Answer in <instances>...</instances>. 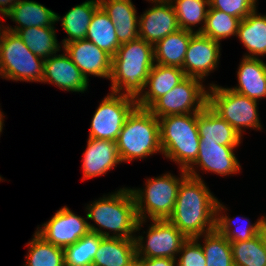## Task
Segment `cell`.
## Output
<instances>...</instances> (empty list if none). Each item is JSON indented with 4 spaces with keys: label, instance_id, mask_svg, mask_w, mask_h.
Here are the masks:
<instances>
[{
    "label": "cell",
    "instance_id": "cell-1",
    "mask_svg": "<svg viewBox=\"0 0 266 266\" xmlns=\"http://www.w3.org/2000/svg\"><path fill=\"white\" fill-rule=\"evenodd\" d=\"M218 198L202 179L187 175L179 185L174 210L168 220L187 238L215 230Z\"/></svg>",
    "mask_w": 266,
    "mask_h": 266
},
{
    "label": "cell",
    "instance_id": "cell-2",
    "mask_svg": "<svg viewBox=\"0 0 266 266\" xmlns=\"http://www.w3.org/2000/svg\"><path fill=\"white\" fill-rule=\"evenodd\" d=\"M86 219L93 220L99 228L88 223L90 232L102 237L134 238L146 222L139 220L135 199L130 188H120L109 196L103 195L86 206ZM101 228V229H100ZM105 231H103V229ZM113 232L110 235V232Z\"/></svg>",
    "mask_w": 266,
    "mask_h": 266
},
{
    "label": "cell",
    "instance_id": "cell-3",
    "mask_svg": "<svg viewBox=\"0 0 266 266\" xmlns=\"http://www.w3.org/2000/svg\"><path fill=\"white\" fill-rule=\"evenodd\" d=\"M154 64L152 44L141 38L121 44L112 57L110 91L137 98Z\"/></svg>",
    "mask_w": 266,
    "mask_h": 266
},
{
    "label": "cell",
    "instance_id": "cell-4",
    "mask_svg": "<svg viewBox=\"0 0 266 266\" xmlns=\"http://www.w3.org/2000/svg\"><path fill=\"white\" fill-rule=\"evenodd\" d=\"M159 131L162 154L187 170L198 157L197 113L161 117Z\"/></svg>",
    "mask_w": 266,
    "mask_h": 266
},
{
    "label": "cell",
    "instance_id": "cell-5",
    "mask_svg": "<svg viewBox=\"0 0 266 266\" xmlns=\"http://www.w3.org/2000/svg\"><path fill=\"white\" fill-rule=\"evenodd\" d=\"M116 145L121 162L141 160L157 152L162 154L159 119L148 109L136 107L127 117Z\"/></svg>",
    "mask_w": 266,
    "mask_h": 266
},
{
    "label": "cell",
    "instance_id": "cell-6",
    "mask_svg": "<svg viewBox=\"0 0 266 266\" xmlns=\"http://www.w3.org/2000/svg\"><path fill=\"white\" fill-rule=\"evenodd\" d=\"M186 170L181 169L180 178L171 173L162 174L146 180L145 188L131 190L136 205L139 220L168 219L175 206L181 181L187 176Z\"/></svg>",
    "mask_w": 266,
    "mask_h": 266
},
{
    "label": "cell",
    "instance_id": "cell-7",
    "mask_svg": "<svg viewBox=\"0 0 266 266\" xmlns=\"http://www.w3.org/2000/svg\"><path fill=\"white\" fill-rule=\"evenodd\" d=\"M0 63L2 78L5 80L39 83L42 80L44 59L32 53L17 33L6 30L2 24Z\"/></svg>",
    "mask_w": 266,
    "mask_h": 266
},
{
    "label": "cell",
    "instance_id": "cell-8",
    "mask_svg": "<svg viewBox=\"0 0 266 266\" xmlns=\"http://www.w3.org/2000/svg\"><path fill=\"white\" fill-rule=\"evenodd\" d=\"M257 102L259 101L252 100L228 87L210 84L208 88L207 105L226 120L241 137L245 128L262 130Z\"/></svg>",
    "mask_w": 266,
    "mask_h": 266
},
{
    "label": "cell",
    "instance_id": "cell-9",
    "mask_svg": "<svg viewBox=\"0 0 266 266\" xmlns=\"http://www.w3.org/2000/svg\"><path fill=\"white\" fill-rule=\"evenodd\" d=\"M204 81L186 76L177 86L160 97L148 110L156 117L201 112L208 104Z\"/></svg>",
    "mask_w": 266,
    "mask_h": 266
},
{
    "label": "cell",
    "instance_id": "cell-10",
    "mask_svg": "<svg viewBox=\"0 0 266 266\" xmlns=\"http://www.w3.org/2000/svg\"><path fill=\"white\" fill-rule=\"evenodd\" d=\"M136 107V98L108 93L93 114L88 137L116 142L127 117Z\"/></svg>",
    "mask_w": 266,
    "mask_h": 266
},
{
    "label": "cell",
    "instance_id": "cell-11",
    "mask_svg": "<svg viewBox=\"0 0 266 266\" xmlns=\"http://www.w3.org/2000/svg\"><path fill=\"white\" fill-rule=\"evenodd\" d=\"M150 221L152 224L148 227L146 239L142 235L134 237L136 256L178 259L177 255L188 238L168 219Z\"/></svg>",
    "mask_w": 266,
    "mask_h": 266
},
{
    "label": "cell",
    "instance_id": "cell-12",
    "mask_svg": "<svg viewBox=\"0 0 266 266\" xmlns=\"http://www.w3.org/2000/svg\"><path fill=\"white\" fill-rule=\"evenodd\" d=\"M87 221L64 206L35 232L54 246L65 248L90 232Z\"/></svg>",
    "mask_w": 266,
    "mask_h": 266
},
{
    "label": "cell",
    "instance_id": "cell-13",
    "mask_svg": "<svg viewBox=\"0 0 266 266\" xmlns=\"http://www.w3.org/2000/svg\"><path fill=\"white\" fill-rule=\"evenodd\" d=\"M239 145H220L217 142L200 141L198 157L196 161L186 170L191 177L202 179L197 173L195 165L202 171L211 172L221 176H229L239 173L241 165L234 154Z\"/></svg>",
    "mask_w": 266,
    "mask_h": 266
},
{
    "label": "cell",
    "instance_id": "cell-14",
    "mask_svg": "<svg viewBox=\"0 0 266 266\" xmlns=\"http://www.w3.org/2000/svg\"><path fill=\"white\" fill-rule=\"evenodd\" d=\"M220 42L201 33H195L188 44L183 67L185 76L195 77L202 81L215 70L220 59Z\"/></svg>",
    "mask_w": 266,
    "mask_h": 266
},
{
    "label": "cell",
    "instance_id": "cell-15",
    "mask_svg": "<svg viewBox=\"0 0 266 266\" xmlns=\"http://www.w3.org/2000/svg\"><path fill=\"white\" fill-rule=\"evenodd\" d=\"M62 49L72 59V62L80 69L89 80V76H97L109 80L111 74L112 57L98 48L93 42L78 40L64 44Z\"/></svg>",
    "mask_w": 266,
    "mask_h": 266
},
{
    "label": "cell",
    "instance_id": "cell-16",
    "mask_svg": "<svg viewBox=\"0 0 266 266\" xmlns=\"http://www.w3.org/2000/svg\"><path fill=\"white\" fill-rule=\"evenodd\" d=\"M41 83L54 84L64 91L78 93H84L89 86V81L66 52L44 60Z\"/></svg>",
    "mask_w": 266,
    "mask_h": 266
},
{
    "label": "cell",
    "instance_id": "cell-17",
    "mask_svg": "<svg viewBox=\"0 0 266 266\" xmlns=\"http://www.w3.org/2000/svg\"><path fill=\"white\" fill-rule=\"evenodd\" d=\"M177 16L171 2H155L139 16V38L153 46L178 31Z\"/></svg>",
    "mask_w": 266,
    "mask_h": 266
},
{
    "label": "cell",
    "instance_id": "cell-18",
    "mask_svg": "<svg viewBox=\"0 0 266 266\" xmlns=\"http://www.w3.org/2000/svg\"><path fill=\"white\" fill-rule=\"evenodd\" d=\"M82 160L84 180L102 176L122 163L116 142L94 138H88Z\"/></svg>",
    "mask_w": 266,
    "mask_h": 266
},
{
    "label": "cell",
    "instance_id": "cell-19",
    "mask_svg": "<svg viewBox=\"0 0 266 266\" xmlns=\"http://www.w3.org/2000/svg\"><path fill=\"white\" fill-rule=\"evenodd\" d=\"M185 77L184 71L179 67L155 63L149 72L142 93L136 98L137 107L149 109L160 97L172 90Z\"/></svg>",
    "mask_w": 266,
    "mask_h": 266
},
{
    "label": "cell",
    "instance_id": "cell-20",
    "mask_svg": "<svg viewBox=\"0 0 266 266\" xmlns=\"http://www.w3.org/2000/svg\"><path fill=\"white\" fill-rule=\"evenodd\" d=\"M99 4L113 22L120 44L139 38V16L131 0H99Z\"/></svg>",
    "mask_w": 266,
    "mask_h": 266
},
{
    "label": "cell",
    "instance_id": "cell-21",
    "mask_svg": "<svg viewBox=\"0 0 266 266\" xmlns=\"http://www.w3.org/2000/svg\"><path fill=\"white\" fill-rule=\"evenodd\" d=\"M237 78L238 86L229 89L255 101L266 98V63L263 60L243 57Z\"/></svg>",
    "mask_w": 266,
    "mask_h": 266
},
{
    "label": "cell",
    "instance_id": "cell-22",
    "mask_svg": "<svg viewBox=\"0 0 266 266\" xmlns=\"http://www.w3.org/2000/svg\"><path fill=\"white\" fill-rule=\"evenodd\" d=\"M6 17L18 24L14 28L2 25L14 33L27 27H54L57 23V13L36 1L29 0H20Z\"/></svg>",
    "mask_w": 266,
    "mask_h": 266
},
{
    "label": "cell",
    "instance_id": "cell-23",
    "mask_svg": "<svg viewBox=\"0 0 266 266\" xmlns=\"http://www.w3.org/2000/svg\"><path fill=\"white\" fill-rule=\"evenodd\" d=\"M200 141L217 142L220 145H239L242 137L208 105L197 113Z\"/></svg>",
    "mask_w": 266,
    "mask_h": 266
},
{
    "label": "cell",
    "instance_id": "cell-24",
    "mask_svg": "<svg viewBox=\"0 0 266 266\" xmlns=\"http://www.w3.org/2000/svg\"><path fill=\"white\" fill-rule=\"evenodd\" d=\"M248 50L244 57L259 58L266 55V14H257V9L240 20L237 36ZM259 56V57H258Z\"/></svg>",
    "mask_w": 266,
    "mask_h": 266
},
{
    "label": "cell",
    "instance_id": "cell-25",
    "mask_svg": "<svg viewBox=\"0 0 266 266\" xmlns=\"http://www.w3.org/2000/svg\"><path fill=\"white\" fill-rule=\"evenodd\" d=\"M136 257L134 238L104 237L92 266H128Z\"/></svg>",
    "mask_w": 266,
    "mask_h": 266
},
{
    "label": "cell",
    "instance_id": "cell-26",
    "mask_svg": "<svg viewBox=\"0 0 266 266\" xmlns=\"http://www.w3.org/2000/svg\"><path fill=\"white\" fill-rule=\"evenodd\" d=\"M99 6V0H87L71 8L62 18L57 14L56 21H61V26L68 35L61 45L85 39L92 16Z\"/></svg>",
    "mask_w": 266,
    "mask_h": 266
},
{
    "label": "cell",
    "instance_id": "cell-27",
    "mask_svg": "<svg viewBox=\"0 0 266 266\" xmlns=\"http://www.w3.org/2000/svg\"><path fill=\"white\" fill-rule=\"evenodd\" d=\"M194 34L179 29L158 41L154 45L156 64L182 68L189 41Z\"/></svg>",
    "mask_w": 266,
    "mask_h": 266
},
{
    "label": "cell",
    "instance_id": "cell-28",
    "mask_svg": "<svg viewBox=\"0 0 266 266\" xmlns=\"http://www.w3.org/2000/svg\"><path fill=\"white\" fill-rule=\"evenodd\" d=\"M85 39L93 42L111 57L121 46L116 36L114 24L101 6L95 10L92 16Z\"/></svg>",
    "mask_w": 266,
    "mask_h": 266
},
{
    "label": "cell",
    "instance_id": "cell-29",
    "mask_svg": "<svg viewBox=\"0 0 266 266\" xmlns=\"http://www.w3.org/2000/svg\"><path fill=\"white\" fill-rule=\"evenodd\" d=\"M55 27H27L18 30L16 33L23 40L29 50L42 59L60 52L62 45H59Z\"/></svg>",
    "mask_w": 266,
    "mask_h": 266
},
{
    "label": "cell",
    "instance_id": "cell-30",
    "mask_svg": "<svg viewBox=\"0 0 266 266\" xmlns=\"http://www.w3.org/2000/svg\"><path fill=\"white\" fill-rule=\"evenodd\" d=\"M225 209L227 210V208H225V206L222 203H220L218 200V203L216 206V226H215V229L220 234L224 235L229 242L248 241L259 234L262 216L253 224L250 223L249 219L244 217V222H242L240 220V222L243 224L239 223L241 226L238 227V223L236 226V222H239L238 219H236V220L234 219L235 220V222H234V220L232 218H230L226 214H222V213H224L222 211H224ZM233 223H235V224H233Z\"/></svg>",
    "mask_w": 266,
    "mask_h": 266
},
{
    "label": "cell",
    "instance_id": "cell-31",
    "mask_svg": "<svg viewBox=\"0 0 266 266\" xmlns=\"http://www.w3.org/2000/svg\"><path fill=\"white\" fill-rule=\"evenodd\" d=\"M180 29L201 33L205 27L209 0H171ZM202 24L196 31L193 27Z\"/></svg>",
    "mask_w": 266,
    "mask_h": 266
},
{
    "label": "cell",
    "instance_id": "cell-32",
    "mask_svg": "<svg viewBox=\"0 0 266 266\" xmlns=\"http://www.w3.org/2000/svg\"><path fill=\"white\" fill-rule=\"evenodd\" d=\"M26 246L29 249L24 266H65L64 248L45 241L36 232Z\"/></svg>",
    "mask_w": 266,
    "mask_h": 266
},
{
    "label": "cell",
    "instance_id": "cell-33",
    "mask_svg": "<svg viewBox=\"0 0 266 266\" xmlns=\"http://www.w3.org/2000/svg\"><path fill=\"white\" fill-rule=\"evenodd\" d=\"M204 238L200 243L206 259V266H234L232 248L226 237L216 229L196 239Z\"/></svg>",
    "mask_w": 266,
    "mask_h": 266
},
{
    "label": "cell",
    "instance_id": "cell-34",
    "mask_svg": "<svg viewBox=\"0 0 266 266\" xmlns=\"http://www.w3.org/2000/svg\"><path fill=\"white\" fill-rule=\"evenodd\" d=\"M104 237L89 232L73 245L64 248L65 266H92L99 244Z\"/></svg>",
    "mask_w": 266,
    "mask_h": 266
},
{
    "label": "cell",
    "instance_id": "cell-35",
    "mask_svg": "<svg viewBox=\"0 0 266 266\" xmlns=\"http://www.w3.org/2000/svg\"><path fill=\"white\" fill-rule=\"evenodd\" d=\"M240 19L209 6L206 23L201 34L217 42L237 36Z\"/></svg>",
    "mask_w": 266,
    "mask_h": 266
},
{
    "label": "cell",
    "instance_id": "cell-36",
    "mask_svg": "<svg viewBox=\"0 0 266 266\" xmlns=\"http://www.w3.org/2000/svg\"><path fill=\"white\" fill-rule=\"evenodd\" d=\"M234 266H266V247L258 234L243 242H230Z\"/></svg>",
    "mask_w": 266,
    "mask_h": 266
},
{
    "label": "cell",
    "instance_id": "cell-37",
    "mask_svg": "<svg viewBox=\"0 0 266 266\" xmlns=\"http://www.w3.org/2000/svg\"><path fill=\"white\" fill-rule=\"evenodd\" d=\"M256 2L257 0H209V5L242 20L257 9Z\"/></svg>",
    "mask_w": 266,
    "mask_h": 266
},
{
    "label": "cell",
    "instance_id": "cell-38",
    "mask_svg": "<svg viewBox=\"0 0 266 266\" xmlns=\"http://www.w3.org/2000/svg\"><path fill=\"white\" fill-rule=\"evenodd\" d=\"M196 238H188L179 251L177 266H206V259L201 248L200 241ZM181 255V256H180Z\"/></svg>",
    "mask_w": 266,
    "mask_h": 266
},
{
    "label": "cell",
    "instance_id": "cell-39",
    "mask_svg": "<svg viewBox=\"0 0 266 266\" xmlns=\"http://www.w3.org/2000/svg\"><path fill=\"white\" fill-rule=\"evenodd\" d=\"M176 259L172 258H146L143 259V266H175Z\"/></svg>",
    "mask_w": 266,
    "mask_h": 266
},
{
    "label": "cell",
    "instance_id": "cell-40",
    "mask_svg": "<svg viewBox=\"0 0 266 266\" xmlns=\"http://www.w3.org/2000/svg\"><path fill=\"white\" fill-rule=\"evenodd\" d=\"M19 1L20 0H0V13L2 14V20H5V16H7V14Z\"/></svg>",
    "mask_w": 266,
    "mask_h": 266
},
{
    "label": "cell",
    "instance_id": "cell-41",
    "mask_svg": "<svg viewBox=\"0 0 266 266\" xmlns=\"http://www.w3.org/2000/svg\"><path fill=\"white\" fill-rule=\"evenodd\" d=\"M259 235L261 236L264 246L266 247V216H262Z\"/></svg>",
    "mask_w": 266,
    "mask_h": 266
},
{
    "label": "cell",
    "instance_id": "cell-42",
    "mask_svg": "<svg viewBox=\"0 0 266 266\" xmlns=\"http://www.w3.org/2000/svg\"><path fill=\"white\" fill-rule=\"evenodd\" d=\"M128 266H143V258H138L136 256Z\"/></svg>",
    "mask_w": 266,
    "mask_h": 266
},
{
    "label": "cell",
    "instance_id": "cell-43",
    "mask_svg": "<svg viewBox=\"0 0 266 266\" xmlns=\"http://www.w3.org/2000/svg\"><path fill=\"white\" fill-rule=\"evenodd\" d=\"M4 113L1 112L0 110V135H1V132H2V129H3V125H4Z\"/></svg>",
    "mask_w": 266,
    "mask_h": 266
},
{
    "label": "cell",
    "instance_id": "cell-44",
    "mask_svg": "<svg viewBox=\"0 0 266 266\" xmlns=\"http://www.w3.org/2000/svg\"><path fill=\"white\" fill-rule=\"evenodd\" d=\"M150 1L151 3H155V2H170L171 0H147Z\"/></svg>",
    "mask_w": 266,
    "mask_h": 266
},
{
    "label": "cell",
    "instance_id": "cell-45",
    "mask_svg": "<svg viewBox=\"0 0 266 266\" xmlns=\"http://www.w3.org/2000/svg\"><path fill=\"white\" fill-rule=\"evenodd\" d=\"M0 78H2L1 63H0Z\"/></svg>",
    "mask_w": 266,
    "mask_h": 266
}]
</instances>
